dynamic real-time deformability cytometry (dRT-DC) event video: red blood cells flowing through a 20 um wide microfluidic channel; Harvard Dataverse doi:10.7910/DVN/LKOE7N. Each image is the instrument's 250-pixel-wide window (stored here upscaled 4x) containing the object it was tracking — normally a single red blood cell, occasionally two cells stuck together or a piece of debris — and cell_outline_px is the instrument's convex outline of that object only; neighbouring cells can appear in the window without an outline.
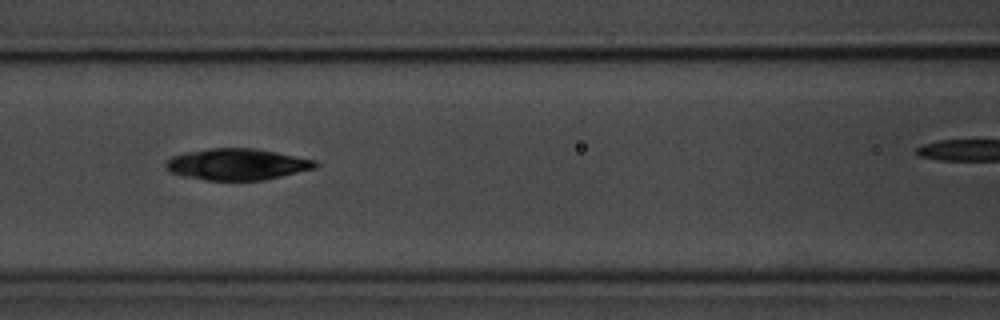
{"species": "common noctule bat (a hibernating species)", "species_latin": "Nyctalus noctula", "temperature_condition": "room temperature", "stored_images_in_passage": 15, "camera_frame_rate_fps": 3000, "um_per_image_px": 0.085, "animal": {"sex": "male", "body_mass_g": 20.1, "forearm_length_mm": 53.5}, "frame": {"image": 1, "passage_image": 5, "time_ms": 4.333, "image_size_px": [1000, 320], "cell_outline_px": [[320, 164], [316, 168], [264, 180], [208, 180], [184, 176], [168, 172], [164, 164], [172, 156], [184, 152], [212, 148], [252, 148], [276, 152], [316, 160]], "centroid_in_image_um": [20.15, 13.96], "position_along_channel_um": 146.5, "area_um2": 27.34}}
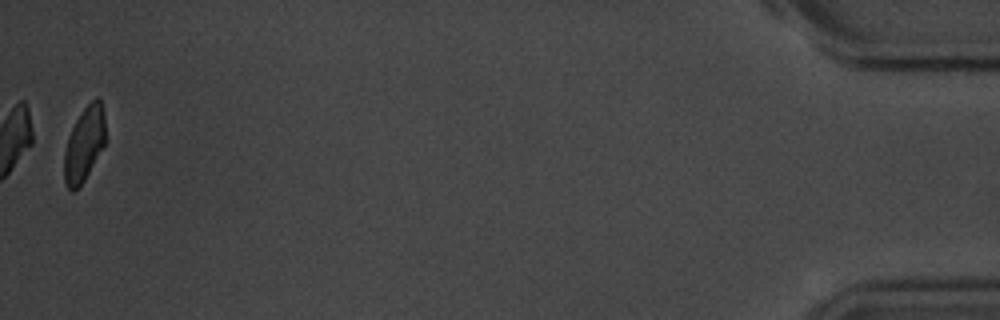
{"frame": {"image": 2, "passage_image": 15, "time_ms": 16.667, "image_size_px": [1000, 320], "cell_outline_px": [[104, 144], [84, 180], [72, 192], [68, 188], [64, 180], [64, 152], [68, 136], [76, 120], [84, 108], [96, 96], [100, 96], [104, 112]], "centroid_in_image_um": [7.15, 12.21], "position_along_channel_um": 428.1, "area_um2": 17.57}, "authors_computed_cell_mechanics": {"area_um2": 24.7384, "velocity_mm_per_s": 3.678, "shape_relaxation_time_tau1_ms": 5.7353, "shape_relaxation_time_tau2_ms": null, "deformation_change_tau1": 0.1413, "deformation_change_tau2": null}}